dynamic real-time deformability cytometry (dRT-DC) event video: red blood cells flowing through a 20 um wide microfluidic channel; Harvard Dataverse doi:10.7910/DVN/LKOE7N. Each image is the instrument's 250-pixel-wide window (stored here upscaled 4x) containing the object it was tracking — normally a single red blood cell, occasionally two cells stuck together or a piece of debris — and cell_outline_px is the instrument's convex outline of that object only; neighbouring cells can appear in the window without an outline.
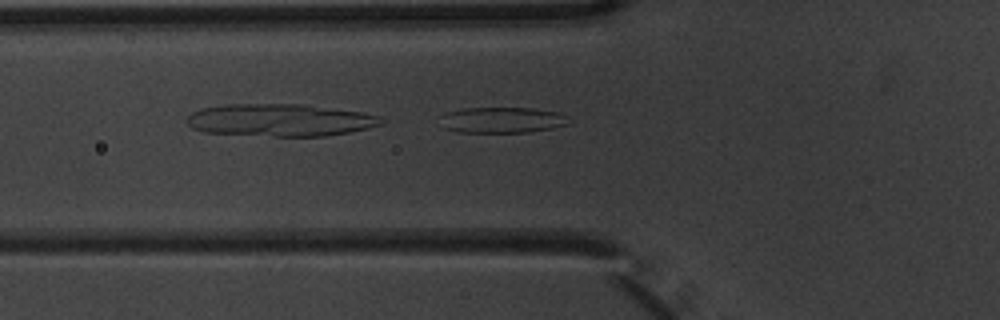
{"species": "common noctule bat (a hibernating species)", "species_latin": "Nyctalus noctula", "temperature_condition": "warm", "stored_images_in_passage": 4, "camera_frame_rate_fps": 3000, "um_per_image_px": 0.085, "animal": {"sex": "male", "body_mass_g": 20.1, "forearm_length_mm": 53.5}, "frame": {"image": 1, "passage_image": 4, "time_ms": 1.0, "image_size_px": [1000, 320], "cell_outline_px": [[568, 124], [552, 128], [528, 132], [456, 132], [440, 128], [440, 116], [444, 112], [464, 108], [536, 108], [560, 112], [568, 116]], "centroid_in_image_um": [42.62, 10.2], "position_along_channel_um": 83.2, "area_um2": 19.77}}